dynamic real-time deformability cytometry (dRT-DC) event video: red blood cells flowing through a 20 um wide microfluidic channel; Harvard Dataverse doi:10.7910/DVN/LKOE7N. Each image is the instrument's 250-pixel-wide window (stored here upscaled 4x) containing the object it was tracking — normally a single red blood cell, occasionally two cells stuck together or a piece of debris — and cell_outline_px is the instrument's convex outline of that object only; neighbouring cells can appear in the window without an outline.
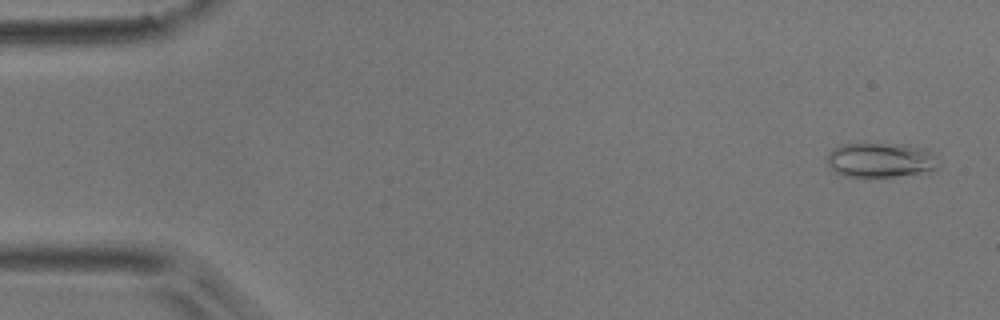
{"species": "common noctule bat (a hibernating species)", "species_latin": "Nyctalus noctula", "temperature_condition": "room temperature", "stored_images_in_passage": 4, "camera_frame_rate_fps": 3000, "um_per_image_px": 0.085, "animal": {"sex": "male", "body_mass_g": 17.9}, "frame": {"image": 1, "passage_image": 1, "time_ms": 0.0, "image_size_px": [1000, 320], "cell_outline_px": [[940, 164], [936, 172], [892, 176], [844, 176], [836, 172], [828, 164], [828, 152], [832, 148], [840, 144], [904, 144], [924, 148], [936, 156]], "centroid_in_image_um": [74.92, 13.6], "position_along_channel_um": 10.1, "area_um2": 22.72}}